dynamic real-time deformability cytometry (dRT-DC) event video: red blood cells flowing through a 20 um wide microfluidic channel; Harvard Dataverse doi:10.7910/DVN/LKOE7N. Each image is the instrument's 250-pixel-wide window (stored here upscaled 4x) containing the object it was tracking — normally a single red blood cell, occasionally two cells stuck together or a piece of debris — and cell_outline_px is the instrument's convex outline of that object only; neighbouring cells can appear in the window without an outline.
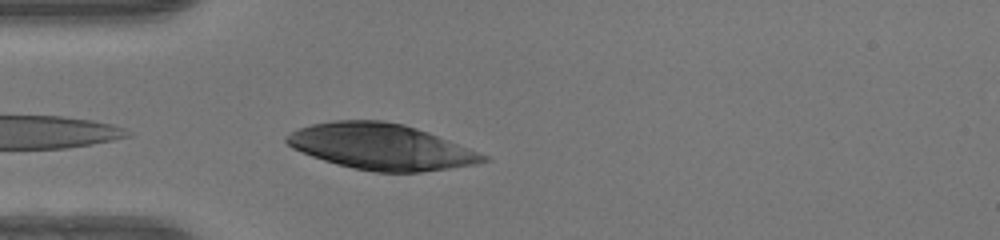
{"species": "human", "species_latin": "Homo sapiens", "temperature_condition": "warm", "stored_images_in_passage": 20, "camera_frame_rate_fps": 3000, "um_per_image_px": 0.085, "donor": {"sex": "female"}, "frame": {"image": 1, "passage_image": 1, "time_ms": 0.0, "image_size_px": [1000, 240], "cell_outline_px": [[492, 160], [476, 164], [420, 172], [376, 172], [352, 168], [336, 164], [312, 156], [292, 148], [284, 140], [292, 132], [300, 128], [312, 124], [332, 120], [380, 120], [404, 124], [428, 132], [488, 156]], "centroid_in_image_um": [32.39, 12.47], "position_along_channel_um": 52.6, "area_um2": 52.19}}
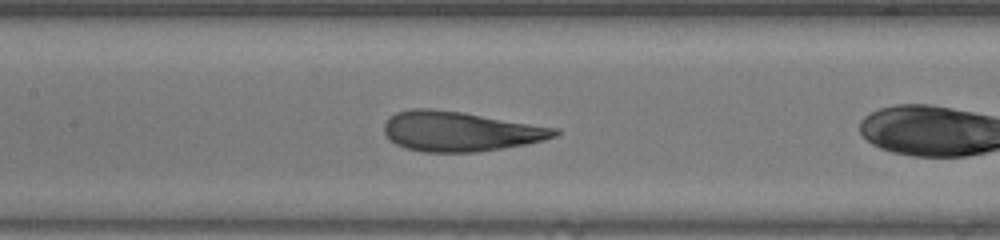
{"frame": {"image": 2, "passage_image": 7, "time_ms": 2.0, "image_size_px": [1000, 240], "cell_outline_px": [[560, 132], [556, 136], [544, 140], [524, 144], [476, 152], [420, 152], [404, 148], [396, 144], [384, 132], [384, 124], [396, 112], [412, 108], [432, 108], [464, 112], [560, 128]], "centroid_in_image_um": [39.13, 11.16], "position_along_channel_um": 168.3, "area_um2": 39.71}}
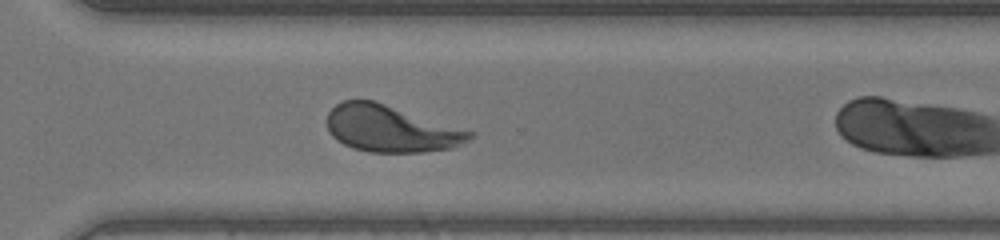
{"frame": {"image": 3, "passage_image": 19, "time_ms": 6.0, "image_size_px": [1000, 240], "cell_outline_px": [[476, 136], [452, 148], [424, 152], [368, 152], [352, 148], [336, 140], [328, 132], [328, 112], [336, 104], [344, 100], [372, 100], [476, 132]], "centroid_in_image_um": [33.23, 10.95], "position_along_channel_um": 337.4, "area_um2": 38.78}}